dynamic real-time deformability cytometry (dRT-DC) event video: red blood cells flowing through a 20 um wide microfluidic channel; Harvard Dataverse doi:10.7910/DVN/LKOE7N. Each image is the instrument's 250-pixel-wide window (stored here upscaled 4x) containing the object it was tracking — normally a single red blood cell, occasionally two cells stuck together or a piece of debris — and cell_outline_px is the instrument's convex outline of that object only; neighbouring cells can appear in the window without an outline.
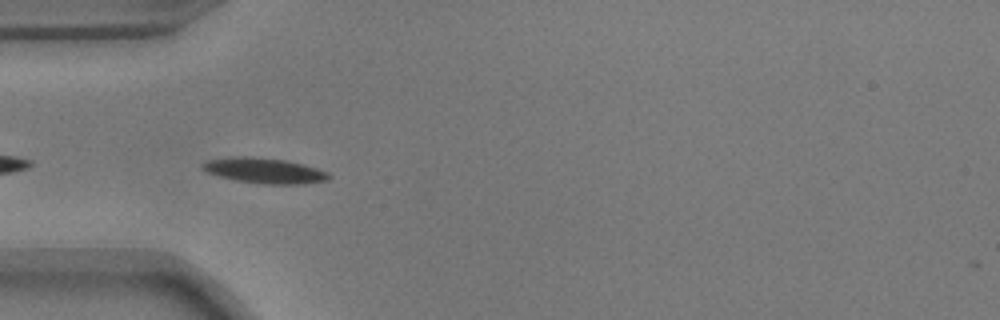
{"species": "common noctule bat (a hibernating species)", "species_latin": "Nyctalus noctula", "temperature_condition": "warm", "stored_images_in_passage": 29, "camera_frame_rate_fps": 3000, "um_per_image_px": 0.085, "animal": {"sex": "male", "body_mass_g": 17.9}, "frame": {"image": 1, "passage_image": 2, "time_ms": 0.333, "image_size_px": [1000, 320], "cell_outline_px": [[332, 176], [328, 180], [300, 184], [264, 184], [236, 180], [220, 176], [208, 172], [200, 168], [200, 164], [208, 160], [236, 156], [248, 156], [284, 160], [304, 164], [328, 172]], "centroid_in_image_um": [22.48, 14.5], "position_along_channel_um": 62.5, "area_um2": 18.61}}
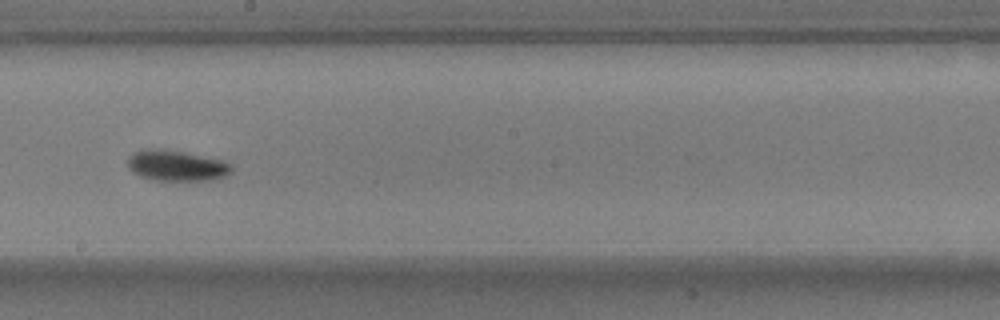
{"frame": {"image": 2, "passage_image": 16, "time_ms": 5.0, "image_size_px": [1000, 320], "cell_outline_px": [[232, 172], [224, 176], [212, 180], [156, 180], [140, 176], [132, 172], [128, 168], [128, 156], [132, 152], [144, 148], [160, 148], [184, 152], [220, 160], [232, 164]], "centroid_in_image_um": [14.95, 14.06], "position_along_channel_um": 233.2, "area_um2": 18.67}}
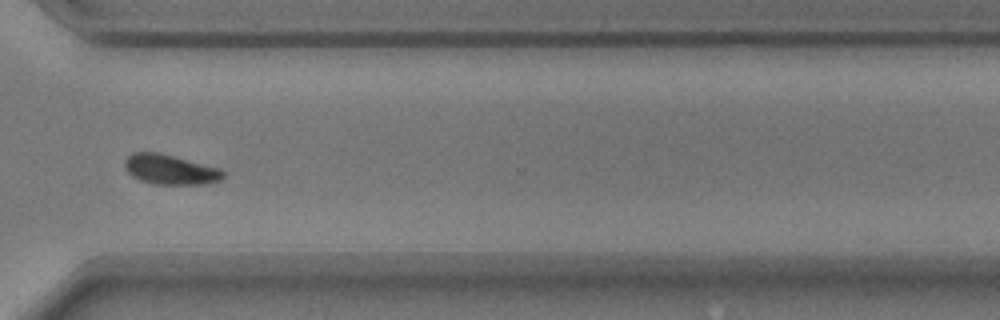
{"frame": {"image": 3, "passage_image": 26, "time_ms": 8.333, "image_size_px": [1000, 320], "cell_outline_px": [[224, 176], [220, 180], [204, 184], [156, 184], [140, 180], [132, 176], [124, 168], [124, 160], [132, 152], [160, 152], [220, 168], [224, 172]], "centroid_in_image_um": [14.45, 14.4], "position_along_channel_um": 356.2, "area_um2": 17.22}, "authors_computed_cell_mechanics": {"area_um2": 17.3978, "velocity_mm_per_s": 3.6853, "shape_relaxation_time_tau1_ms": 2.2669, "shape_relaxation_time_tau2_ms": 4.228, "deformation_change_tau1": 0.1021, "deformation_change_tau2": 0.0775}}